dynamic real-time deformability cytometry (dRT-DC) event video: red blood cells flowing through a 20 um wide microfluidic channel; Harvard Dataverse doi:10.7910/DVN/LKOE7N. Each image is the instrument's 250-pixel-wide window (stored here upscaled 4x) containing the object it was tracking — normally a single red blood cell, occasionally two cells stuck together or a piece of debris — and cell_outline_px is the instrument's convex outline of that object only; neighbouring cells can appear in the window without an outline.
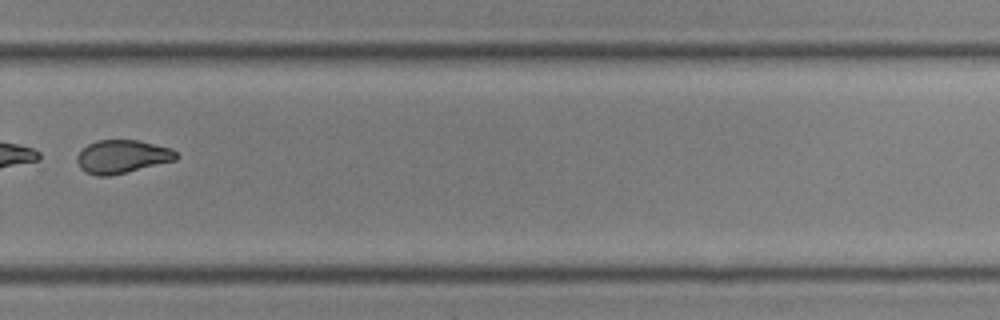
{"species": "common noctule bat (a hibernating species)", "species_latin": "Nyctalus noctula", "temperature_condition": "room temperature", "stored_images_in_passage": 42, "camera_frame_rate_fps": 3000, "um_per_image_px": 0.085, "animal": {"sex": "male", "body_mass_g": 19.0, "forearm_length_mm": 50.8}, "frame": {"image": 1, "passage_image": 30, "time_ms": 9.667, "image_size_px": [1000, 320], "cell_outline_px": [[180, 156], [176, 160], [108, 176], [96, 176], [84, 172], [80, 168], [76, 160], [76, 156], [88, 144], [96, 140], [140, 140], [172, 148]], "centroid_in_image_um": [10.38, 13.3], "position_along_channel_um": 319.4, "area_um2": 19.31}}